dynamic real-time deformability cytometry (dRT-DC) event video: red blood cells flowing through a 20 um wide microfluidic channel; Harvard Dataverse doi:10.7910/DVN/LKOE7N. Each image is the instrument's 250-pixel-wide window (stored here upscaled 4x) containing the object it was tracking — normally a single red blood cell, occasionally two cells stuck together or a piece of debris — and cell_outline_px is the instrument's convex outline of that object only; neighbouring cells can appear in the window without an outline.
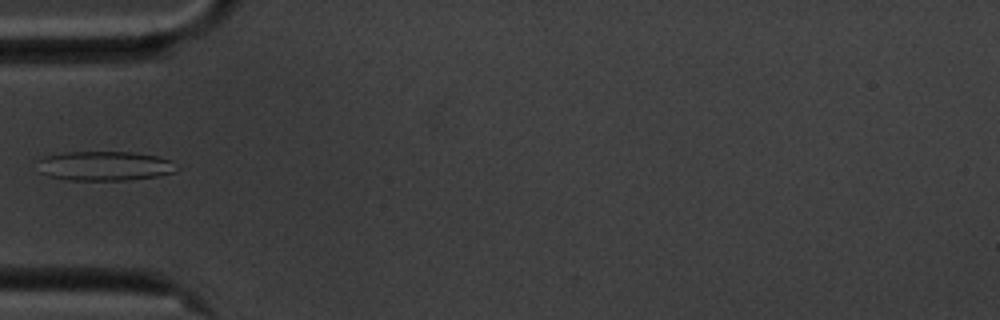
{"species": "common noctule bat (a hibernating species)", "species_latin": "Nyctalus noctula", "temperature_condition": "cold", "stored_images_in_passage": 39, "camera_frame_rate_fps": 3000, "um_per_image_px": 0.085, "animal": {"sex": "male", "body_mass_g": 20.1, "forearm_length_mm": 53.5}, "frame": {"image": 1, "passage_image": 1, "time_ms": 0.0, "image_size_px": [1000, 320], "cell_outline_px": [[180, 168], [176, 172], [156, 176], [128, 180], [68, 180], [48, 176], [40, 172], [36, 160], [44, 156], [64, 152], [132, 152], [160, 156], [172, 160]], "centroid_in_image_um": [8.91, 14.1], "position_along_channel_um": 76.1, "area_um2": 24.28}}
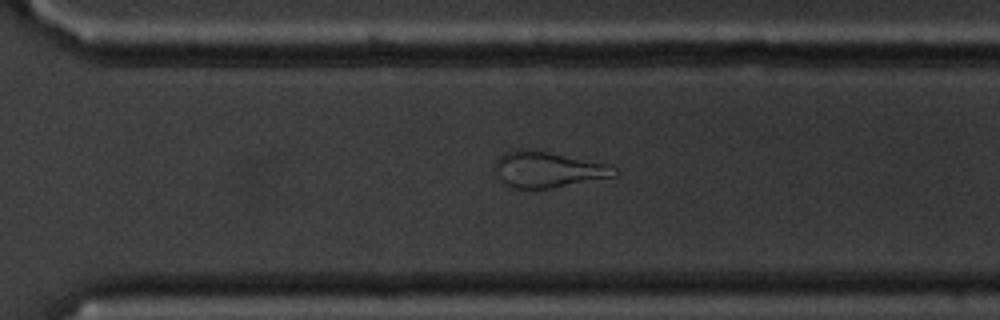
{"frame": {"image": 2, "passage_image": 22, "time_ms": 7.0, "image_size_px": [1000, 320], "cell_outline_px": [[620, 172], [616, 176], [548, 188], [516, 188], [500, 180], [496, 168], [496, 160], [504, 152], [520, 148], [528, 148], [612, 164]], "centroid_in_image_um": [46.63, 14.38], "position_along_channel_um": 324.0, "area_um2": 24.91}}
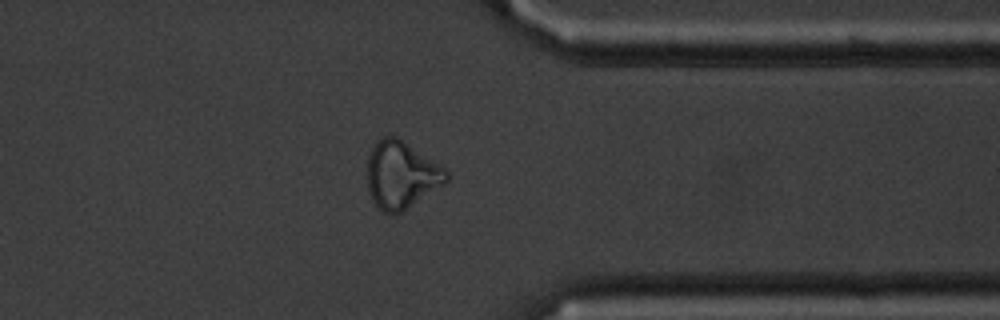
{"frame": {"image": 3, "passage_image": 27, "time_ms": 8.667, "image_size_px": [1000, 320], "cell_outline_px": [[448, 180], [444, 184], [400, 212], [384, 212], [372, 200], [368, 188], [368, 156], [372, 144], [384, 136], [396, 136], [444, 168], [448, 172]], "centroid_in_image_um": [34.08, 14.84], "position_along_channel_um": 377.3, "area_um2": 30.29}}